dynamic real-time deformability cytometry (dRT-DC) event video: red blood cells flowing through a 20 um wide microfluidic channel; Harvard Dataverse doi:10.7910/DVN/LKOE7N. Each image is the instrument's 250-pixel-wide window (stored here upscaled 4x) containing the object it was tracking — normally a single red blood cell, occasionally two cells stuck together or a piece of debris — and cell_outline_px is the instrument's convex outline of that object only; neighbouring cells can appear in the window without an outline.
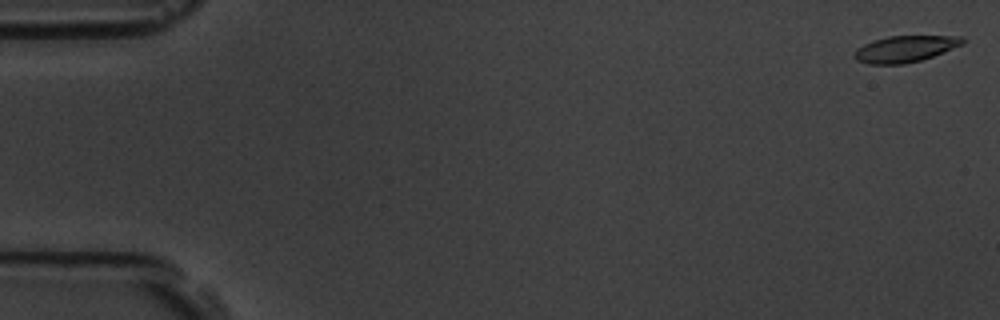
{"species": "common noctule bat (a hibernating species)", "species_latin": "Nyctalus noctula", "temperature_condition": "room temperature", "stored_images_in_passage": 57, "camera_frame_rate_fps": 3000, "um_per_image_px": 0.085, "animal": {"sex": "male", "body_mass_g": 19.5, "forearm_length_mm": 54.6}, "frame": {"image": 1, "passage_image": 1, "time_ms": 0.0, "image_size_px": [1000, 320], "cell_outline_px": [[968, 40], [964, 44], [932, 56], [920, 60], [904, 64], [868, 64], [856, 60], [852, 56], [856, 48], [872, 40], [888, 36], [964, 36]], "centroid_in_image_um": [76.93, 4.15], "position_along_channel_um": 8.1, "area_um2": 16.82}}
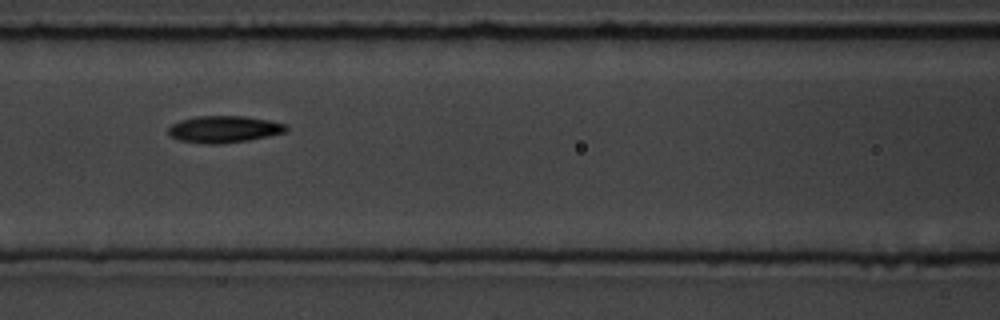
{"frame": {"image": 2, "passage_image": 25, "time_ms": 8.0, "image_size_px": [1000, 320], "cell_outline_px": [[288, 128], [284, 132], [268, 136], [248, 140], [220, 144], [204, 144], [180, 140], [172, 136], [168, 132], [168, 128], [172, 124], [180, 120], [196, 116], [244, 116], [268, 120], [288, 124]], "centroid_in_image_um": [19.04, 10.98], "position_along_channel_um": 147.6, "area_um2": 18.38}}
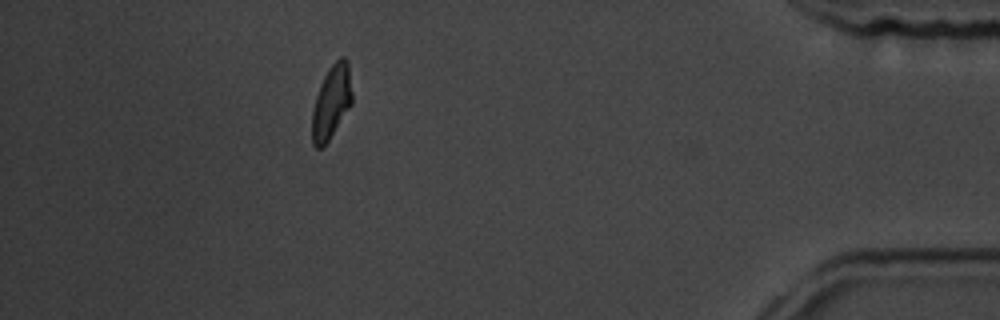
{"frame": {"image": 3, "passage_image": 51, "time_ms": 16.667, "image_size_px": [1000, 320], "cell_outline_px": [[352, 104], [328, 140], [320, 148], [316, 148], [312, 144], [312, 112], [316, 96], [320, 84], [328, 68], [340, 56], [344, 56], [348, 60], [352, 92]], "centroid_in_image_um": [28.18, 8.63], "position_along_channel_um": 407.0, "area_um2": 17.11}, "authors_computed_cell_mechanics": {"area_um2": 17.5712, "velocity_mm_per_s": 3.5847, "shape_relaxation_time_tau1_ms": 4.8989, "shape_relaxation_time_tau2_ms": 3.9377, "deformation_change_tau1": 0.1656, "deformation_change_tau2": 0.0991}}